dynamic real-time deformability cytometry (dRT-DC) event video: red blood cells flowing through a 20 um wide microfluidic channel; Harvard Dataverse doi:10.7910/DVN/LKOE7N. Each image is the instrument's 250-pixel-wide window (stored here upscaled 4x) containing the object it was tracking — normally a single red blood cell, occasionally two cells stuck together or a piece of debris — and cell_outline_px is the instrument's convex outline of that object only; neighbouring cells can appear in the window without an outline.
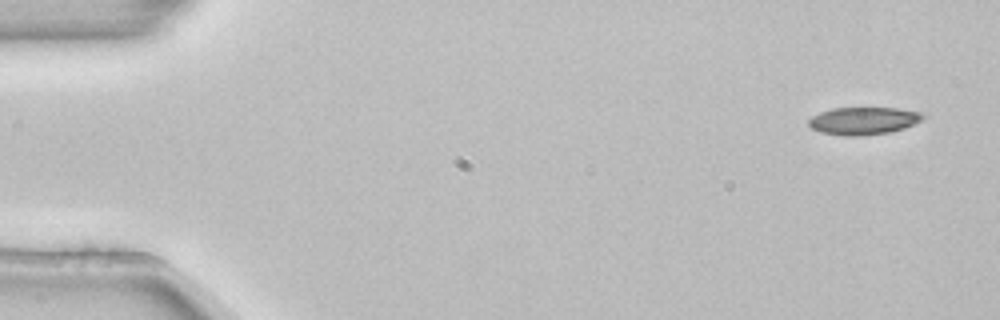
{"species": "common noctule bat (a hibernating species)", "species_latin": "Nyctalus noctula", "temperature_condition": "room temperature", "stored_images_in_passage": 4, "camera_frame_rate_fps": 3000, "um_per_image_px": 0.085, "animal": {"sex": "female", "body_mass_g": 22.7, "forearm_length_mm": 54.2}, "frame": {"image": 1, "passage_image": 1, "time_ms": 0.0, "image_size_px": [1000, 320], "cell_outline_px": [[928, 116], [904, 128], [888, 132], [856, 136], [844, 136], [820, 132], [812, 128], [808, 124], [808, 120], [812, 116], [820, 112], [832, 108], [896, 108], [920, 112]], "centroid_in_image_um": [73.37, 10.26], "position_along_channel_um": 11.6, "area_um2": 18.21}}
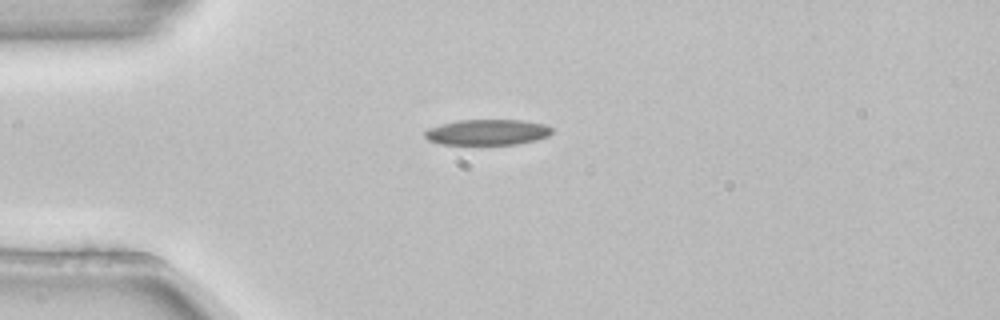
{"frame": {"image": 2, "passage_image": 3, "time_ms": 0.667, "image_size_px": [1000, 320], "cell_outline_px": [[552, 132], [548, 136], [536, 140], [516, 144], [440, 144], [428, 140], [424, 136], [424, 132], [428, 128], [440, 124], [456, 120], [524, 120], [544, 124], [552, 128]], "centroid_in_image_um": [41.41, 11.23], "position_along_channel_um": 43.6, "area_um2": 19.07}}